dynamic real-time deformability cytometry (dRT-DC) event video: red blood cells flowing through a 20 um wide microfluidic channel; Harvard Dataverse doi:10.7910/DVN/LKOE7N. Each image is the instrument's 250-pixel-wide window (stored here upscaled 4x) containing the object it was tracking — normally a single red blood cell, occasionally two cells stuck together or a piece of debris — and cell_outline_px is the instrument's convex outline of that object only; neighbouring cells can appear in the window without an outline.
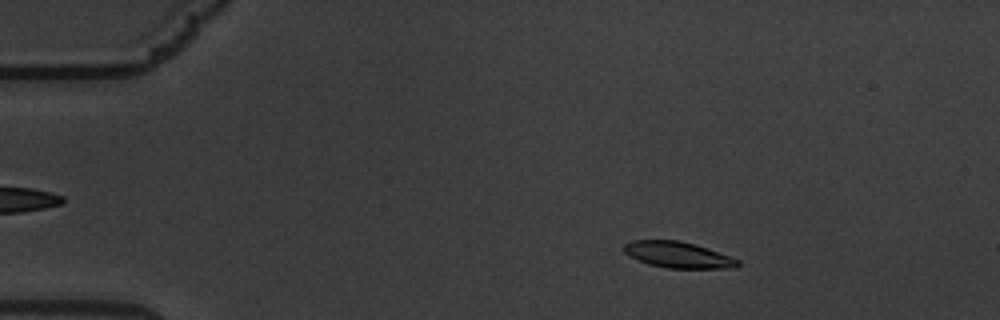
{"species": "common noctule bat (a hibernating species)", "species_latin": "Nyctalus noctula", "temperature_condition": "warm", "stored_images_in_passage": 56, "camera_frame_rate_fps": 3000, "um_per_image_px": 0.085, "animal": {"sex": "male", "body_mass_g": 19.5, "forearm_length_mm": 54.6}, "frame": {"image": 1, "passage_image": 6, "time_ms": 1.667, "image_size_px": [1000, 320], "cell_outline_px": [[740, 264], [736, 268], [664, 268], [648, 264], [624, 252], [620, 248], [624, 244], [632, 240], [680, 240], [732, 256], [740, 260]], "centroid_in_image_um": [57.64, 21.66], "position_along_channel_um": 27.4, "area_um2": 17.4}}
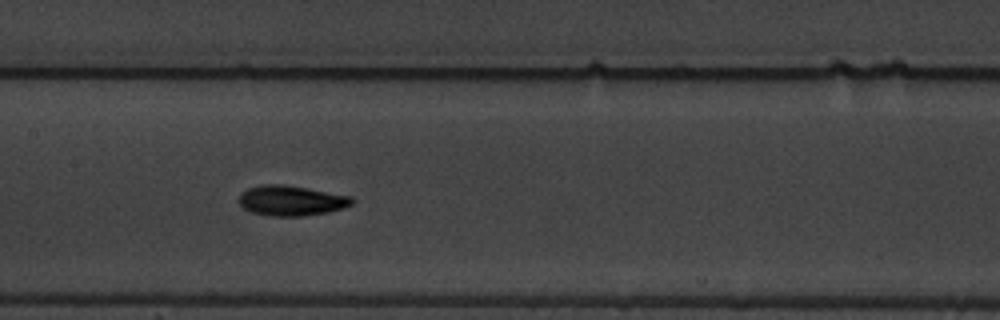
{"frame": {"image": 2, "passage_image": 26, "time_ms": 8.333, "image_size_px": [1000, 320], "cell_outline_px": [[356, 200], [352, 204], [344, 208], [328, 212], [300, 216], [272, 216], [252, 212], [244, 208], [236, 200], [240, 192], [248, 188], [260, 184], [284, 184], [352, 196]], "centroid_in_image_um": [24.74, 17.04], "position_along_channel_um": 182.7, "area_um2": 20.11}}
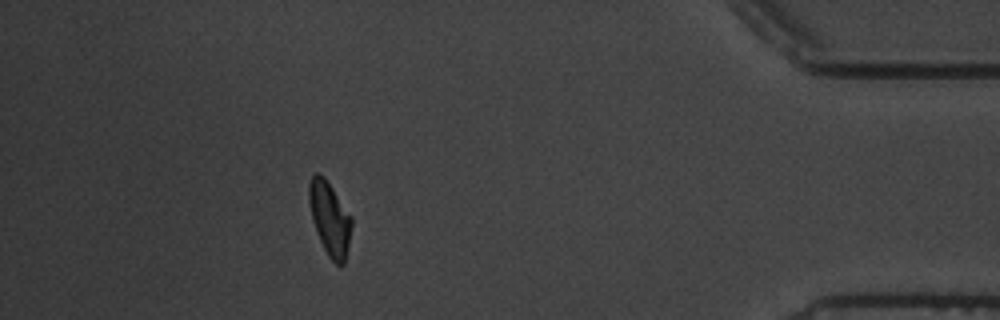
{"frame": {"image": 3, "passage_image": 50, "time_ms": 16.333, "image_size_px": [1000, 320], "cell_outline_px": [[352, 224], [344, 264], [336, 264], [328, 256], [316, 232], [308, 200], [308, 184], [312, 176], [316, 172], [320, 172], [324, 176], [352, 216]], "centroid_in_image_um": [28.02, 18.53], "position_along_channel_um": 407.2, "area_um2": 18.15}, "authors_computed_cell_mechanics": {"area_um2": 18.7272, "velocity_mm_per_s": 3.3834, "shape_relaxation_time_tau1_ms": 3.477, "shape_relaxation_time_tau2_ms": 3.8045, "deformation_change_tau1": 0.1567, "deformation_change_tau2": 0.0969}}